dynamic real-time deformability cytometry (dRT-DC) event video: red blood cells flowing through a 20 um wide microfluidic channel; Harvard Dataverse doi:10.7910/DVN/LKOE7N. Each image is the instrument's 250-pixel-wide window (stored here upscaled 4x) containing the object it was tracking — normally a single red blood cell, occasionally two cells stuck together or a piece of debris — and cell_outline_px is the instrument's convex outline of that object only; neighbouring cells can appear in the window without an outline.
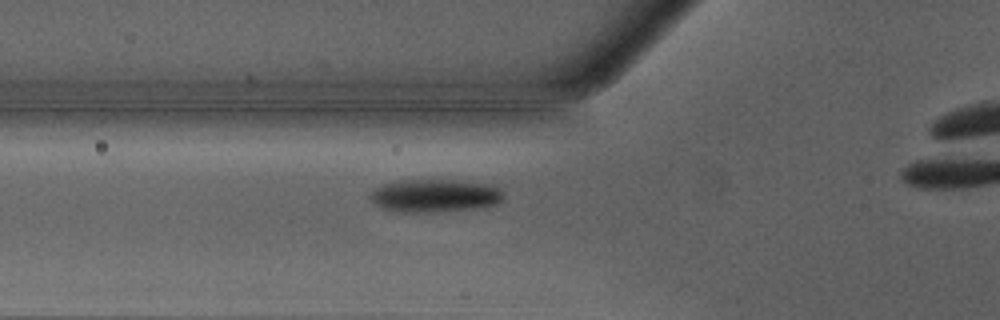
{"species": "Egyptian fruit bat (a non-hibernating species)", "species_latin": "Rousettus aegyptiacus", "temperature_condition": "warm", "stored_images_in_passage": 35, "camera_frame_rate_fps": 3000, "um_per_image_px": 0.085, "animal": {"sex": "male"}, "frame": {"image": 1, "passage_image": 10, "time_ms": 3.0, "image_size_px": [1000, 320], "cell_outline_px": [[504, 196], [496, 204], [484, 208], [436, 212], [392, 212], [380, 208], [368, 196], [376, 188], [384, 184], [396, 180], [436, 176], [496, 184], [500, 188]], "centroid_in_image_um": [37.0, 16.58], "position_along_channel_um": 88.8, "area_um2": 27.34}}
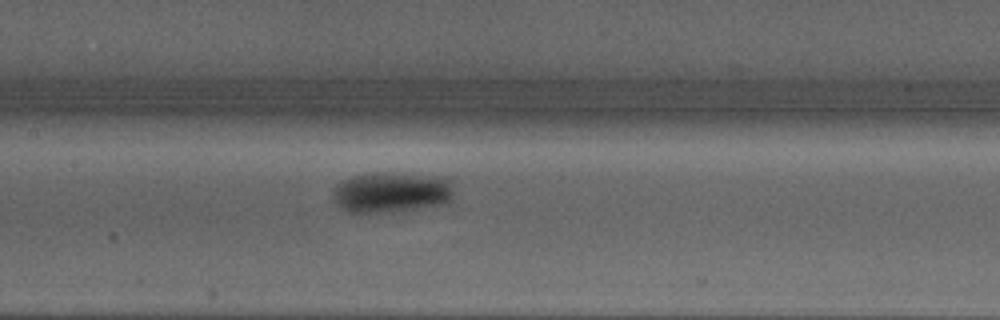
{"frame": {"image": 2, "passage_image": 16, "time_ms": 5.0, "image_size_px": [1000, 320], "cell_outline_px": [[452, 200], [448, 204], [392, 212], [348, 212], [340, 208], [336, 204], [332, 196], [332, 192], [336, 184], [340, 180], [352, 176], [372, 172], [412, 172], [452, 180]], "centroid_in_image_um": [33.26, 16.33], "position_along_channel_um": 174.1, "area_um2": 29.42}}
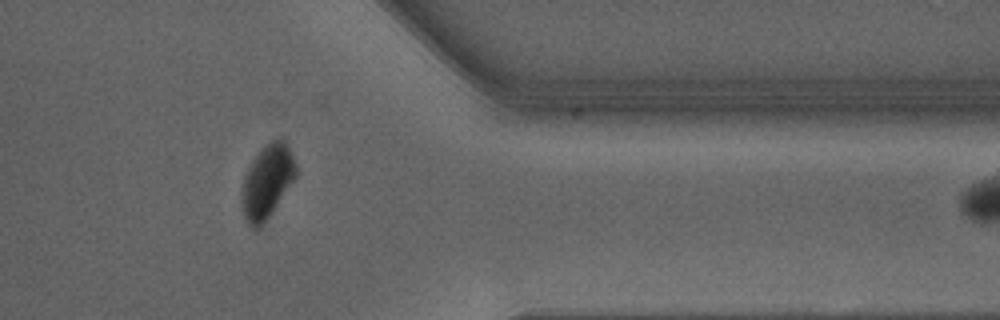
{"frame": {"image": 3, "passage_image": 32, "time_ms": 10.333, "image_size_px": [1000, 320], "cell_outline_px": [[296, 176], [260, 228], [252, 228], [248, 224], [244, 216], [244, 176], [252, 160], [260, 148], [272, 140], [280, 136], [284, 140], [296, 164]], "centroid_in_image_um": [22.73, 15.37], "position_along_channel_um": 388.7, "area_um2": 22.37}}